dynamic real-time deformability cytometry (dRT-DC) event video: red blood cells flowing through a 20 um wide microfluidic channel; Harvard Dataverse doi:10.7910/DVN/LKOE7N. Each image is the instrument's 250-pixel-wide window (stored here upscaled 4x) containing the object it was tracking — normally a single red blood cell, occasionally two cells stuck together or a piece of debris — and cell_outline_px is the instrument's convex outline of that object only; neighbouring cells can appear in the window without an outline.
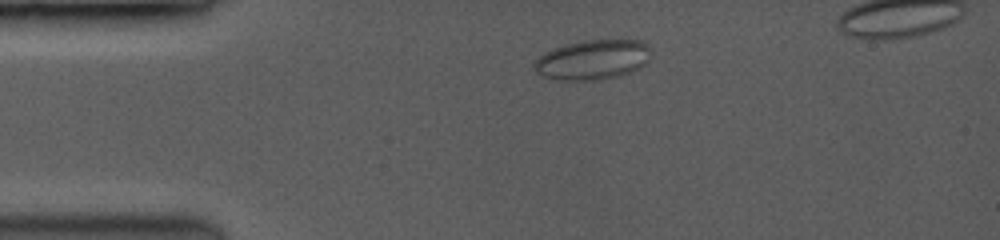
{"species": "common noctule bat (a hibernating species)", "species_latin": "Nyctalus noctula", "temperature_condition": "room temperature", "stored_images_in_passage": 61, "camera_frame_rate_fps": 3500, "um_per_image_px": 0.085, "animal": {"sex": "female", "body_mass_g": 19.0, "forearm_length_mm": 53.3}, "frame": {"image": 1, "passage_image": 1, "time_ms": 0.0, "image_size_px": [1000, 240], "cell_outline_px": [[648, 48], [644, 64], [628, 72], [612, 76], [572, 80], [544, 76], [536, 68], [536, 60], [540, 56], [556, 48], [568, 44], [588, 40], [636, 40], [644, 44]], "centroid_in_image_um": [50.36, 5.04], "position_along_channel_um": 34.6, "area_um2": 25.14}}
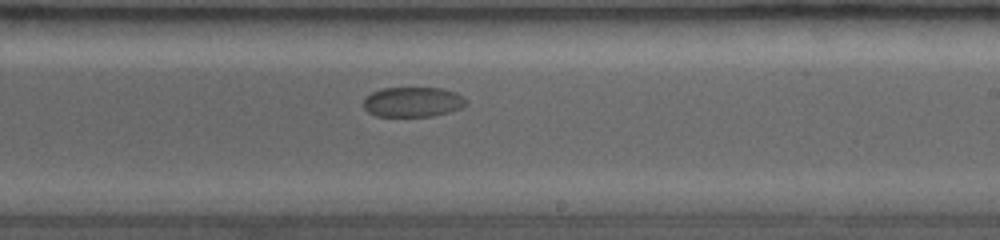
{"frame": {"image": 2, "passage_image": 33, "time_ms": 7.143, "image_size_px": [1000, 240], "cell_outline_px": [[464, 104], [460, 108], [448, 112], [428, 116], [376, 116], [368, 112], [364, 108], [364, 100], [372, 92], [384, 88], [440, 88], [452, 92], [460, 96], [464, 100]], "centroid_in_image_um": [35.01, 8.67], "position_along_channel_um": 254.0, "area_um2": 17.4}}
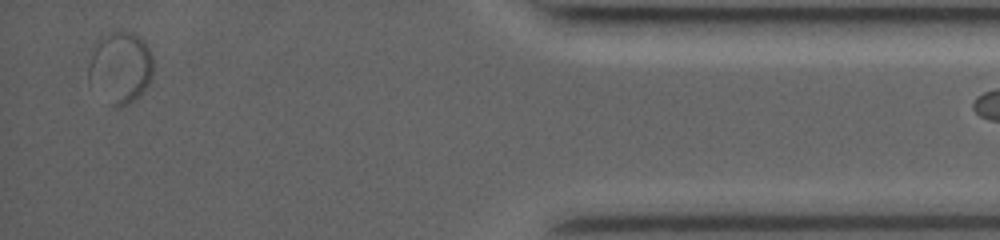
{"frame": {"image": 3, "passage_image": 60, "time_ms": 13.143, "image_size_px": [1000, 240], "cell_outline_px": [[152, 80], [136, 100], [120, 108], [116, 108], [108, 104], [88, 80], [88, 64], [92, 52], [100, 40], [108, 32], [116, 28], [120, 28], [132, 32], [144, 40], [152, 56]], "centroid_in_image_um": [10.24, 5.73], "position_along_channel_um": 425.0, "area_um2": 27.51}}